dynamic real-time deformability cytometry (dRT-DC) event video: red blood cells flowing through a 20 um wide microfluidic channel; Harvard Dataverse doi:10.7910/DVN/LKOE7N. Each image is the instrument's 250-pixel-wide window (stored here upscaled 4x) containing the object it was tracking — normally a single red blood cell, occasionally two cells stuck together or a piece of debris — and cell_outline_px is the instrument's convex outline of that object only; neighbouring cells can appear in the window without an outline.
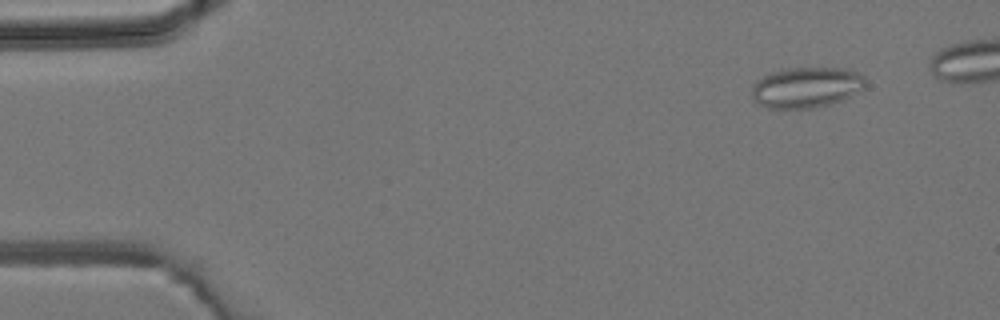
{"species": "common noctule bat (a hibernating species)", "species_latin": "Nyctalus noctula", "temperature_condition": "room temperature", "stored_images_in_passage": 3, "camera_frame_rate_fps": 3000, "um_per_image_px": 0.085, "animal": {"sex": "male", "body_mass_g": 19.2, "forearm_length_mm": 51.8}, "frame": {"image": 1, "passage_image": 1, "time_ms": 0.0, "image_size_px": [1000, 320], "cell_outline_px": [[864, 88], [840, 100], [828, 104], [812, 108], [768, 108], [760, 104], [752, 96], [752, 84], [764, 76], [784, 68], [848, 68], [860, 72], [864, 76]], "centroid_in_image_um": [68.55, 7.41], "position_along_channel_um": 16.5, "area_um2": 26.65}}